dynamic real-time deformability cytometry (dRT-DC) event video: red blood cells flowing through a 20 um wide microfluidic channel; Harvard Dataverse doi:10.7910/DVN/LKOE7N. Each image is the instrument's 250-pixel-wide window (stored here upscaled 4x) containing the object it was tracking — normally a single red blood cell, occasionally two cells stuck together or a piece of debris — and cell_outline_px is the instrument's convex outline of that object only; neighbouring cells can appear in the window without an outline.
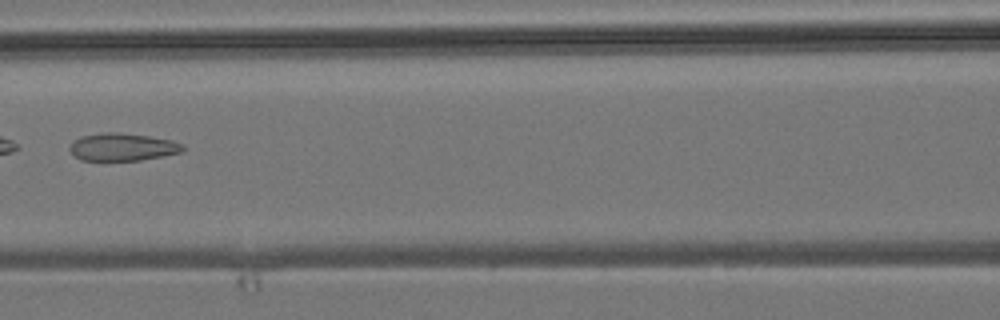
{"species": "common noctule bat (a hibernating species)", "species_latin": "Nyctalus noctula", "temperature_condition": "room temperature", "stored_images_in_passage": 6, "camera_frame_rate_fps": 3000, "um_per_image_px": 0.085, "animal": {"sex": "male", "body_mass_g": 19.2, "forearm_length_mm": 51.8}, "frame": {"image": 1, "passage_image": 5, "time_ms": 5.333, "image_size_px": [1000, 320], "cell_outline_px": [[184, 152], [164, 156], [140, 160], [80, 160], [68, 148], [72, 140], [80, 136], [104, 132], [120, 132], [148, 136], [172, 140], [184, 144]], "centroid_in_image_um": [10.42, 12.48], "position_along_channel_um": 156.2, "area_um2": 18.38}}
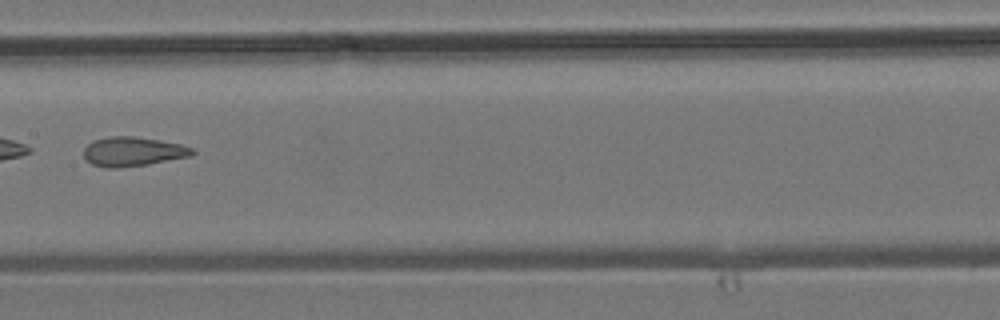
{"frame": {"image": 2, "passage_image": 6, "time_ms": 6.333, "image_size_px": [1000, 320], "cell_outline_px": [[196, 152], [192, 156], [148, 164], [116, 168], [108, 168], [92, 164], [84, 156], [84, 148], [88, 144], [96, 140], [108, 136], [136, 136], [160, 140], [180, 144], [192, 148]], "centroid_in_image_um": [11.32, 12.88], "position_along_channel_um": 196.1, "area_um2": 18.5}}